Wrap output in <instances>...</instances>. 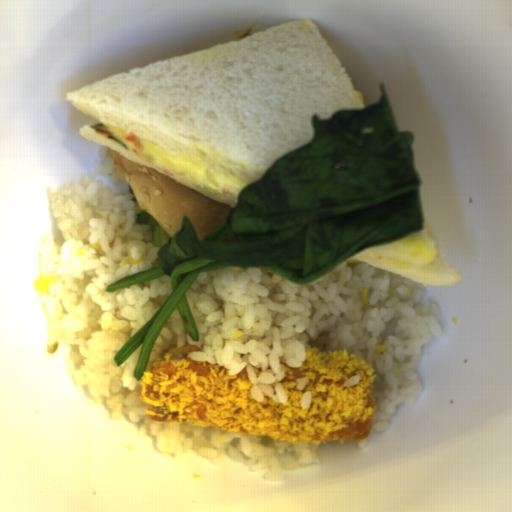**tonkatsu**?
Returning a JSON list of instances; mask_svg holds the SVG:
<instances>
[{
	"label": "tonkatsu",
	"mask_w": 512,
	"mask_h": 512,
	"mask_svg": "<svg viewBox=\"0 0 512 512\" xmlns=\"http://www.w3.org/2000/svg\"><path fill=\"white\" fill-rule=\"evenodd\" d=\"M194 344L169 348L140 384L148 420L195 424L286 441L367 439L375 411V374L342 350L308 348L298 367L280 362L286 401L253 398L246 367L229 374L220 363L190 358Z\"/></svg>",
	"instance_id": "obj_1"
}]
</instances>
